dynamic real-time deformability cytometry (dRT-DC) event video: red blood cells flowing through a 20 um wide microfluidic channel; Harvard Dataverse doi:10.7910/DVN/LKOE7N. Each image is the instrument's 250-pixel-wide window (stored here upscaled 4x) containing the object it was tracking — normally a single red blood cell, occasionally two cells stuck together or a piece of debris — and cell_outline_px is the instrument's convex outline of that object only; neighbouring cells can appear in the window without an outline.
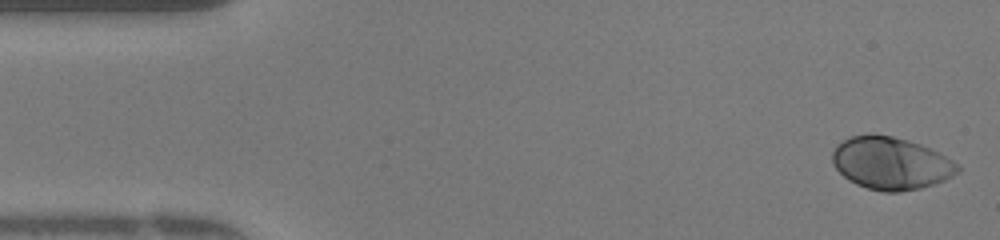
{"species": "human", "species_latin": "Homo sapiens", "temperature_condition": "warm", "stored_images_in_passage": 47, "camera_frame_rate_fps": 3000, "um_per_image_px": 0.085, "donor": {"sex": "female"}, "frame": {"image": 1, "passage_image": 1, "time_ms": 0.0, "image_size_px": [1000, 240], "cell_outline_px": [[960, 172], [944, 180], [920, 188], [900, 192], [884, 192], [868, 188], [856, 184], [848, 180], [832, 164], [832, 152], [836, 144], [848, 136], [872, 132], [892, 136], [908, 140], [920, 144], [960, 164]], "centroid_in_image_um": [75.68, 13.85], "position_along_channel_um": 9.3, "area_um2": 38.61}}
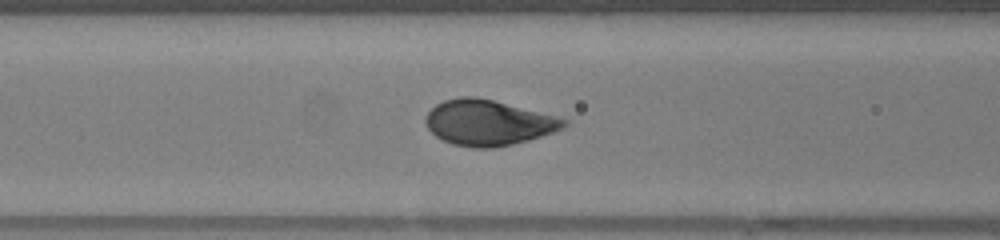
{"frame": {"image": 2, "passage_image": 18, "time_ms": 5.667, "image_size_px": [1000, 240], "cell_outline_px": [[568, 124], [564, 128], [528, 140], [512, 144], [492, 148], [472, 148], [452, 144], [436, 136], [428, 128], [424, 120], [428, 112], [436, 104], [444, 100], [460, 96], [476, 96], [556, 116], [568, 120]], "centroid_in_image_um": [41.48, 10.42], "position_along_channel_um": 125.1, "area_um2": 36.47}}
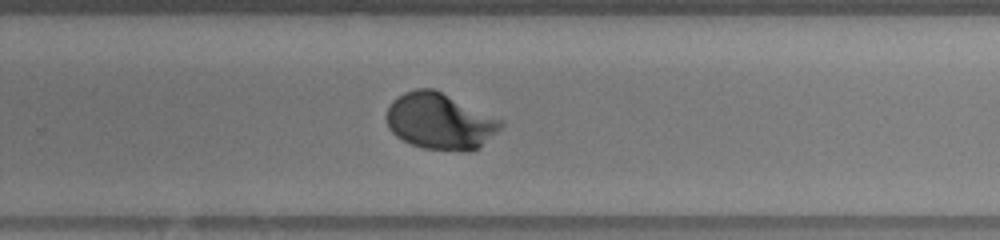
{"frame": {"image": 3, "passage_image": 30, "time_ms": 9.667, "image_size_px": [1000, 240], "cell_outline_px": [[504, 124], [480, 148], [424, 148], [412, 144], [396, 136], [388, 128], [384, 116], [388, 104], [392, 100], [404, 92], [416, 88], [432, 88], [504, 120]], "centroid_in_image_um": [37.34, 10.25], "position_along_channel_um": 292.5, "area_um2": 36.93}, "authors_computed_cell_mechanics": {"area_um2": 36.5296, "velocity_mm_per_s": 4.1889, "shape_relaxation_time_tau1_ms": 2.5525, "shape_relaxation_time_tau2_ms": null, "deformation_change_tau1": 0.1938, "deformation_change_tau2": null}}